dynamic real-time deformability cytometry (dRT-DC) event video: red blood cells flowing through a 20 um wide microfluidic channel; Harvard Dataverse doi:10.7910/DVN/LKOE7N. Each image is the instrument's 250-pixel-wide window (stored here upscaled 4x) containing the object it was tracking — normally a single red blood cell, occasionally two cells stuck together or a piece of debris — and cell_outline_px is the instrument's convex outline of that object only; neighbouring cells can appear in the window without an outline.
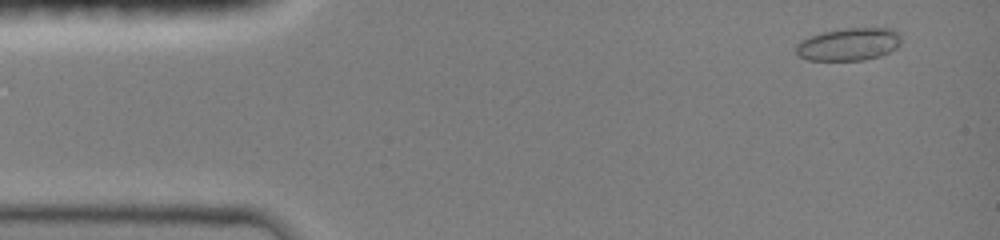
{"species": "common noctule bat (a hibernating species)", "species_latin": "Nyctalus noctula", "temperature_condition": "room temperature", "stored_images_in_passage": 41, "camera_frame_rate_fps": 3000, "um_per_image_px": 0.085, "animal": {"sex": "female", "body_mass_g": 19.0, "forearm_length_mm": 51.5}, "frame": {"image": 1, "passage_image": 3, "time_ms": 0.667, "image_size_px": [1000, 240], "cell_outline_px": [[900, 44], [896, 48], [880, 56], [864, 60], [808, 60], [800, 56], [796, 52], [796, 44], [800, 40], [808, 36], [824, 32], [844, 28], [892, 28], [896, 32], [900, 40]], "centroid_in_image_um": [72.12, 3.76], "position_along_channel_um": 12.9, "area_um2": 19.94}}
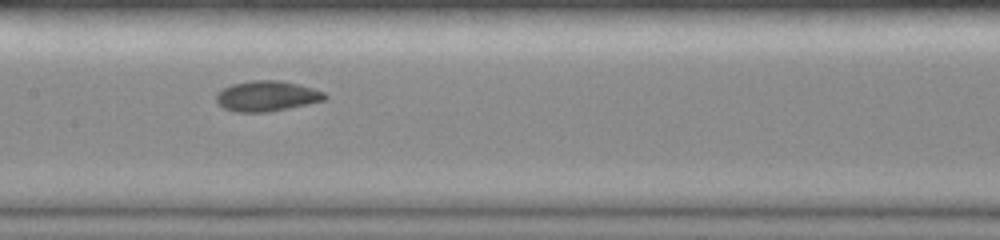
{"frame": {"image": 2, "passage_image": 20, "time_ms": 6.333, "image_size_px": [1000, 240], "cell_outline_px": [[328, 96], [324, 100], [308, 104], [268, 112], [236, 112], [224, 108], [216, 100], [216, 92], [232, 84], [252, 80], [280, 80], [300, 84], [324, 92]], "centroid_in_image_um": [22.68, 8.16], "position_along_channel_um": 184.7, "area_um2": 19.25}}
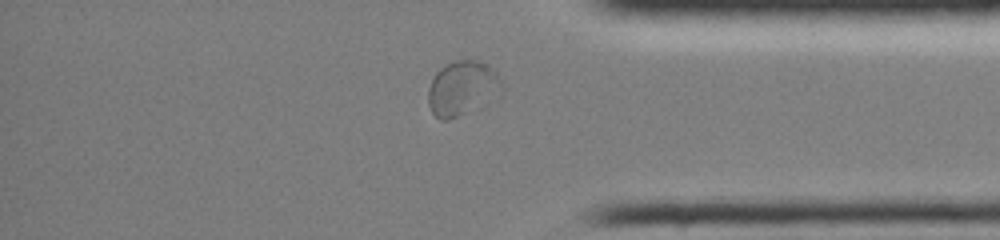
{"frame": {"image": 3, "passage_image": 36, "time_ms": 11.667, "image_size_px": [1000, 240], "cell_outline_px": [[504, 92], [500, 96], [448, 120], [440, 120], [432, 112], [428, 104], [428, 88], [436, 72], [444, 64], [452, 60], [476, 60], [484, 64], [496, 72], [504, 80]], "centroid_in_image_um": [39.33, 7.48], "position_along_channel_um": 395.9, "area_um2": 23.64}, "authors_computed_cell_mechanics": {"area_um2": 19.3052, "velocity_mm_per_s": 4.0479, "shape_relaxation_time_tau1_ms": 4.0702, "shape_relaxation_time_tau2_ms": 1.1501, "deformation_change_tau1": 0.1298, "deformation_change_tau2": 0.0546}}